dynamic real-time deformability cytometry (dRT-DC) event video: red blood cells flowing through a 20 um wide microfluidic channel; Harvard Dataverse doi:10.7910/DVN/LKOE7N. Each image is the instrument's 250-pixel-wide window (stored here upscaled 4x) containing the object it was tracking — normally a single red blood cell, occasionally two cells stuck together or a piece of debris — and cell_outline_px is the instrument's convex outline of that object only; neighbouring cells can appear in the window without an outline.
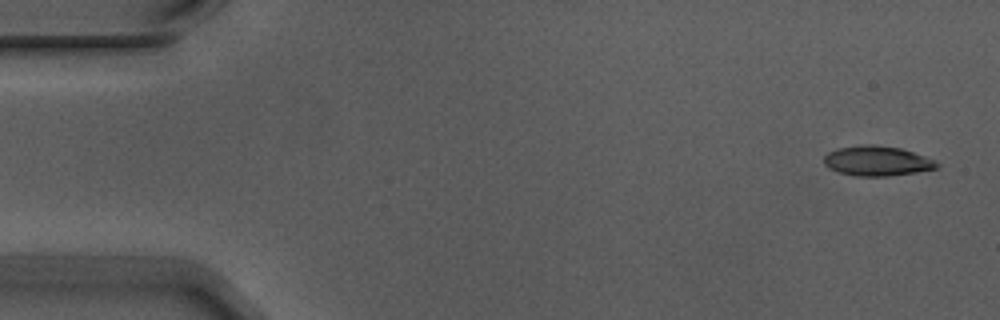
{"species": "Egyptian fruit bat (a non-hibernating species)", "species_latin": "Rousettus aegyptiacus", "temperature_condition": "warm", "stored_images_in_passage": 5, "segment_of_instrument_passage": [1, 2], "camera_frame_rate_fps": 3000, "um_per_image_px": 0.085, "animal": {"sex": "male"}, "frame": {"image": 1, "passage_image": 1, "time_ms": 0.0, "image_size_px": [1000, 320], "cell_outline_px": [[940, 164], [936, 168], [916, 172], [888, 176], [856, 176], [840, 172], [828, 168], [824, 164], [824, 156], [828, 152], [840, 148], [860, 144], [872, 144], [900, 148], [936, 160]], "centroid_in_image_um": [74.54, 13.67], "position_along_channel_um": 10.5, "area_um2": 19.59}}